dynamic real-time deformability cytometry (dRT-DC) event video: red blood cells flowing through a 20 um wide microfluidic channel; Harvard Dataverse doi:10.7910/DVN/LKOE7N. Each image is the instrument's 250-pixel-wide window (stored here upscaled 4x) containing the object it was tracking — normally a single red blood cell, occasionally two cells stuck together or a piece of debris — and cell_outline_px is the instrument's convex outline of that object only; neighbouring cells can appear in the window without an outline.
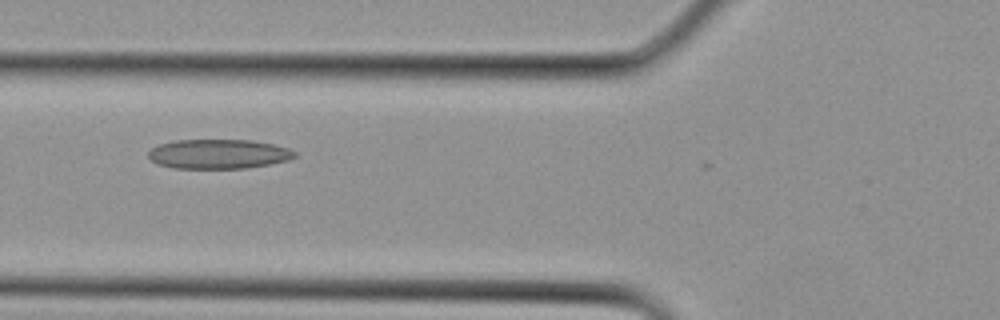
{"species": "Egyptian fruit bat (a non-hibernating species)", "species_latin": "Rousettus aegyptiacus", "temperature_condition": "cold", "stored_images_in_passage": 3, "camera_frame_rate_fps": 3000, "um_per_image_px": 0.085, "animal": {"sex": "female"}, "frame": {"image": 1, "passage_image": 3, "time_ms": 0.667, "image_size_px": [1000, 320], "cell_outline_px": [[296, 156], [288, 160], [248, 168], [172, 168], [156, 164], [148, 156], [148, 152], [152, 148], [160, 144], [176, 140], [252, 140], [272, 144], [288, 148], [296, 152]], "centroid_in_image_um": [18.56, 13.09], "position_along_channel_um": 107.2, "area_um2": 25.09}}